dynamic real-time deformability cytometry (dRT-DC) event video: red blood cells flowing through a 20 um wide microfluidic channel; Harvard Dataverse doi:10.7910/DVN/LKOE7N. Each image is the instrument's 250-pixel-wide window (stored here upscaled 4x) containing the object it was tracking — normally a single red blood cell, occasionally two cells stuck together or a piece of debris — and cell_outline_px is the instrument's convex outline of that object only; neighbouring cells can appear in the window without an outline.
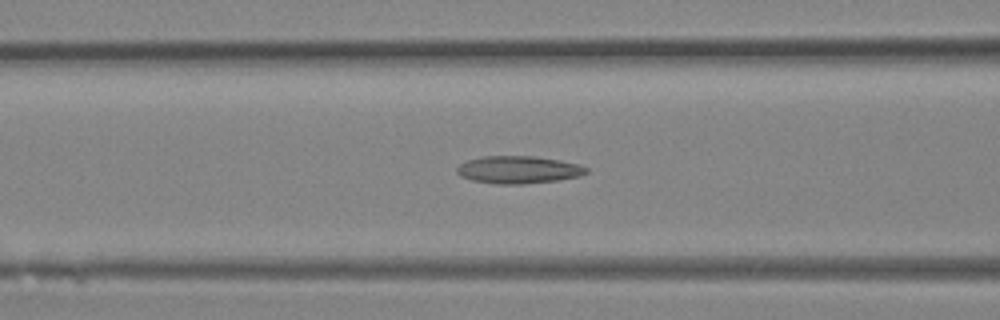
{"species": "Egyptian fruit bat (a non-hibernating species)", "species_latin": "Rousettus aegyptiacus", "temperature_condition": "room temperature", "stored_images_in_passage": 36, "segment_of_instrument_passage": [1, 2], "camera_frame_rate_fps": 3000, "um_per_image_px": 0.085, "animal": {"sex": "female"}, "frame": {"image": 1, "passage_image": 14, "time_ms": 4.333, "image_size_px": [1000, 320], "cell_outline_px": [[588, 172], [580, 176], [556, 180], [524, 184], [496, 184], [472, 180], [460, 176], [456, 172], [456, 168], [460, 164], [468, 160], [484, 156], [536, 156], [560, 160], [580, 164], [588, 168]], "centroid_in_image_um": [44.07, 14.42], "position_along_channel_um": 122.5, "area_um2": 20.81}}
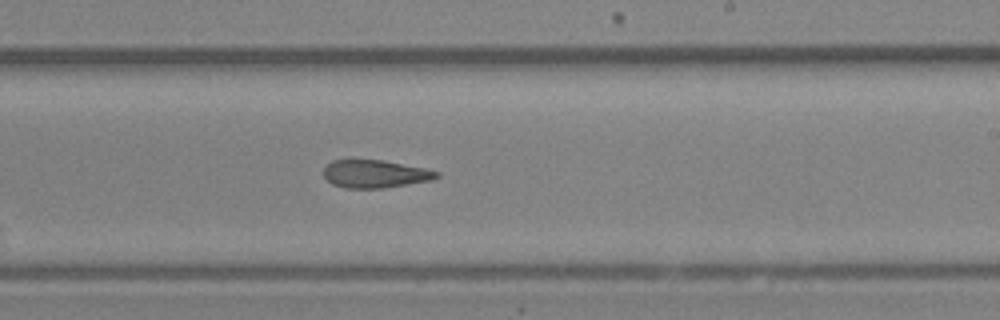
{"frame": {"image": 2, "passage_image": 21, "time_ms": 6.667, "image_size_px": [1000, 320], "cell_outline_px": [[440, 176], [432, 180], [384, 188], [348, 188], [332, 184], [324, 176], [324, 168], [332, 160], [348, 156], [352, 156], [384, 160], [424, 168], [440, 172]], "centroid_in_image_um": [31.83, 14.72], "position_along_channel_um": 257.2, "area_um2": 19.07}}
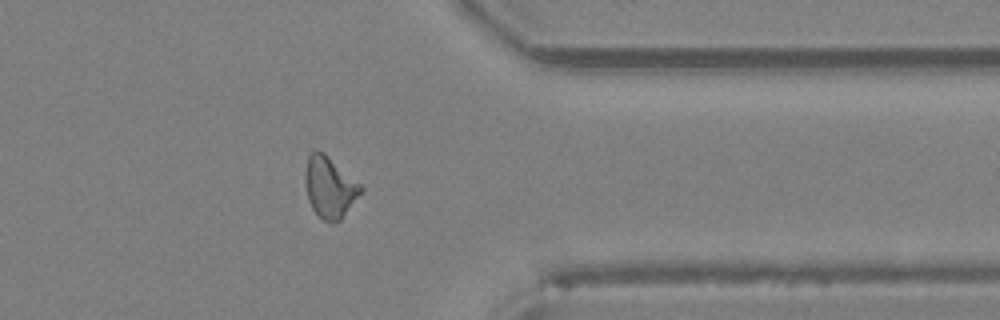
{"frame": {"image": 3, "passage_image": 28, "time_ms": 9.0, "image_size_px": [1000, 320], "cell_outline_px": [[364, 192], [340, 220], [332, 224], [324, 220], [312, 208], [308, 200], [304, 184], [304, 172], [308, 156], [316, 148], [324, 152], [360, 184], [364, 188]], "centroid_in_image_um": [28.02, 15.91], "position_along_channel_um": 383.4, "area_um2": 20.11}}